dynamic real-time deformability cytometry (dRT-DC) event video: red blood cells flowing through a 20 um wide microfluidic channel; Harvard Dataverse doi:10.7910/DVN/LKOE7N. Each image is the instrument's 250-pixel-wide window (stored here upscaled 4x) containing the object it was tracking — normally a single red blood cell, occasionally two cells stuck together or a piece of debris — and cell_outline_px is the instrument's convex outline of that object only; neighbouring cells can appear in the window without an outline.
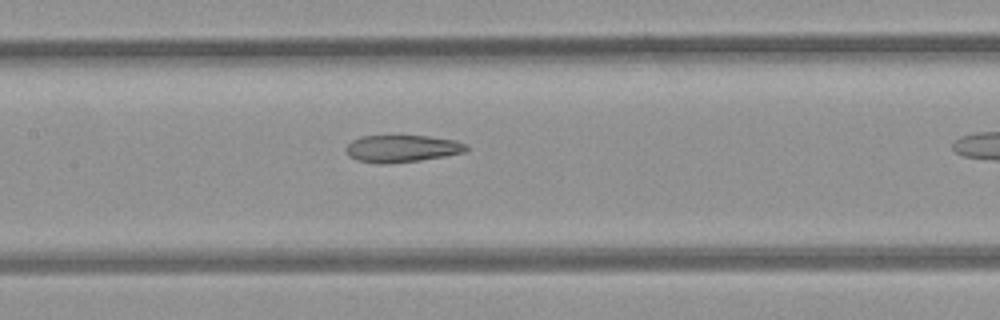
{"species": "common noctule bat (a hibernating species)", "species_latin": "Nyctalus noctula", "temperature_condition": "room temperature", "stored_images_in_passage": 16, "camera_frame_rate_fps": 3000, "um_per_image_px": 0.085, "animal": {"sex": "female", "body_mass_g": 21.9}, "frame": {"image": 1, "passage_image": 12, "time_ms": 3.667, "image_size_px": [1000, 320], "cell_outline_px": [[468, 148], [464, 152], [444, 156], [420, 160], [388, 164], [376, 164], [356, 160], [348, 156], [344, 152], [344, 148], [352, 140], [360, 136], [428, 136], [456, 140], [468, 144]], "centroid_in_image_um": [34.12, 12.63], "position_along_channel_um": 173.3, "area_um2": 19.31}}